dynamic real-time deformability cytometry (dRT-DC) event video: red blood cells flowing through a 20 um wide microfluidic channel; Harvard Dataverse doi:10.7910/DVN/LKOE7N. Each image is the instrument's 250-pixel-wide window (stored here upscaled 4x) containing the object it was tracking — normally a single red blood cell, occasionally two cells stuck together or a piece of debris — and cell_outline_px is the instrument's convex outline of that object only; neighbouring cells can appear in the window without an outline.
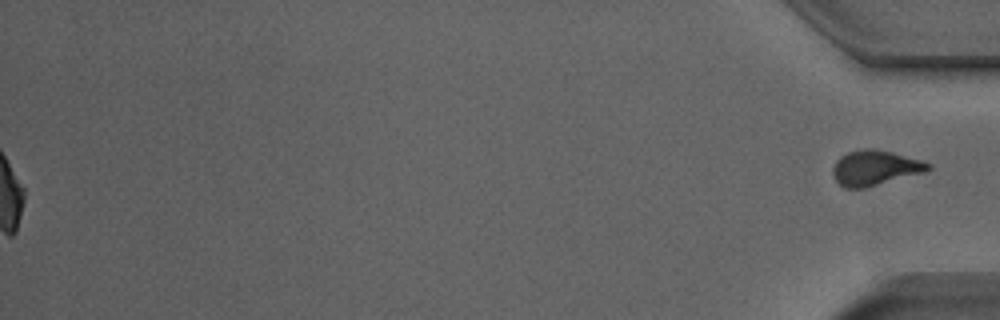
{"species": "Egyptian fruit bat (a non-hibernating species)", "species_latin": "Rousettus aegyptiacus", "temperature_condition": "room temperature", "stored_images_in_passage": 50, "segment_of_instrument_passage": [2, 2], "camera_frame_rate_fps": 3000, "um_per_image_px": 0.085, "animal": {"sex": "male"}, "frame": {"image": 1, "passage_image": 50, "time_ms": 16.333, "image_size_px": [1000, 320], "cell_outline_px": [[932, 168], [924, 172], [864, 188], [844, 188], [836, 180], [832, 172], [832, 168], [836, 160], [840, 156], [848, 152], [864, 148], [876, 148], [924, 160], [932, 164]], "centroid_in_image_um": [74.39, 14.25], "position_along_channel_um": 360.8, "area_um2": 19.59}}